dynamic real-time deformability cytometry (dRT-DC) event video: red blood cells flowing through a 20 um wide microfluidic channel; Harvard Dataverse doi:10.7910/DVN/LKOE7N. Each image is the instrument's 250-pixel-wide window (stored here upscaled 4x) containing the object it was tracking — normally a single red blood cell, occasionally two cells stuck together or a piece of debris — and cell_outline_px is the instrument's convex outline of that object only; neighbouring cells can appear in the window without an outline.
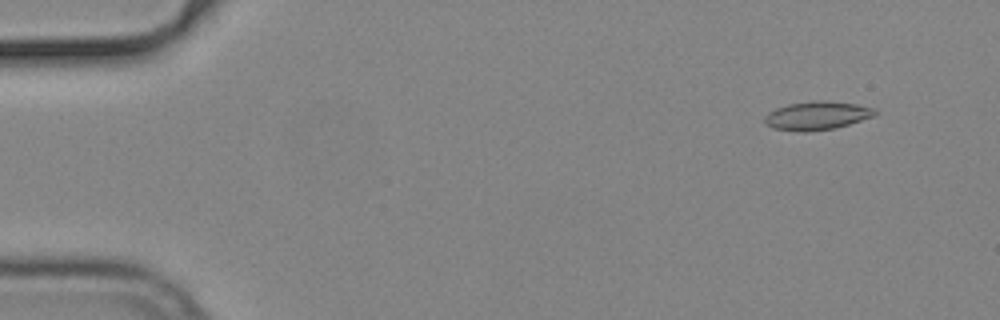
{"species": "common noctule bat (a hibernating species)", "species_latin": "Nyctalus noctula", "temperature_condition": "cold", "stored_images_in_passage": 55, "camera_frame_rate_fps": 3000, "um_per_image_px": 0.085, "animal": {"sex": "male", "body_mass_g": 19.2, "forearm_length_mm": 51.8}, "frame": {"image": 1, "passage_image": 5, "time_ms": 1.333, "image_size_px": [1000, 320], "cell_outline_px": [[880, 112], [876, 116], [836, 128], [808, 132], [804, 132], [772, 128], [764, 120], [764, 116], [768, 112], [776, 108], [788, 104], [816, 100], [824, 100], [856, 104], [876, 108]], "centroid_in_image_um": [69.5, 9.82], "position_along_channel_um": 15.5, "area_um2": 18.55}}
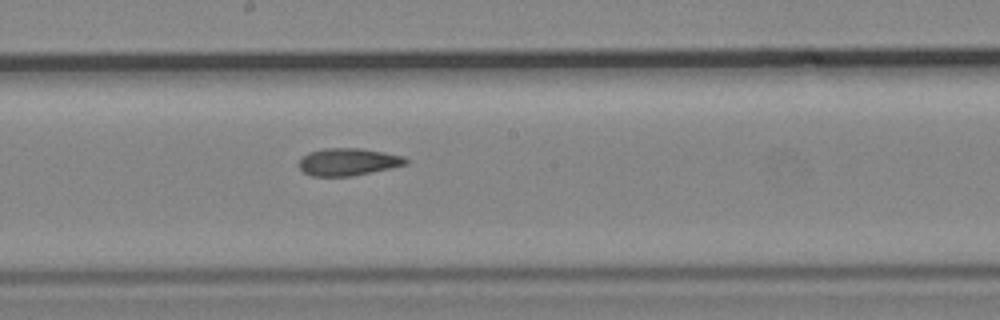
{"frame": {"image": 2, "passage_image": 30, "time_ms": 9.667, "image_size_px": [1000, 320], "cell_outline_px": [[408, 164], [392, 168], [348, 176], [312, 176], [304, 172], [300, 168], [300, 160], [308, 152], [324, 148], [360, 148], [384, 152], [404, 156], [408, 160]], "centroid_in_image_um": [29.62, 13.75], "position_along_channel_um": 218.6, "area_um2": 16.94}}
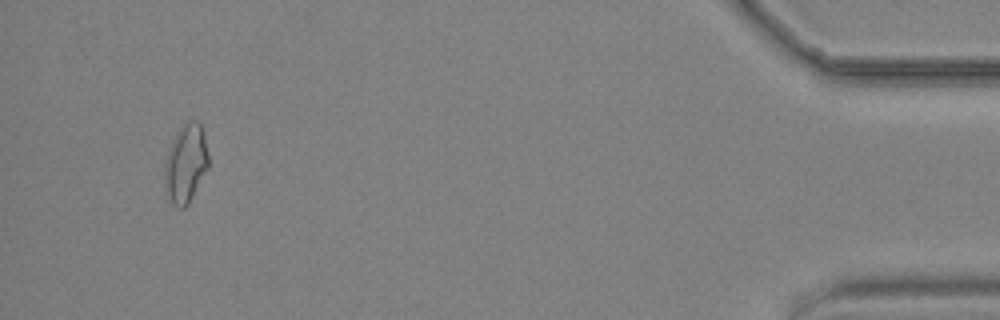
{"frame": {"image": 3, "passage_image": 52, "time_ms": 17.0, "image_size_px": [1000, 320], "cell_outline_px": [[208, 168], [188, 204], [184, 208], [176, 208], [172, 204], [168, 196], [164, 176], [164, 160], [172, 140], [176, 132], [184, 120], [196, 120], [200, 124], [204, 132], [208, 152]], "centroid_in_image_um": [15.78, 13.86], "position_along_channel_um": 419.4, "area_um2": 20.35}, "authors_computed_cell_mechanics": {"area_um2": 17.5712, "velocity_mm_per_s": 3.7714, "shape_relaxation_time_tau1_ms": null, "shape_relaxation_time_tau2_ms": 3.6612, "deformation_change_tau1": null, "deformation_change_tau2": 0.1023}}